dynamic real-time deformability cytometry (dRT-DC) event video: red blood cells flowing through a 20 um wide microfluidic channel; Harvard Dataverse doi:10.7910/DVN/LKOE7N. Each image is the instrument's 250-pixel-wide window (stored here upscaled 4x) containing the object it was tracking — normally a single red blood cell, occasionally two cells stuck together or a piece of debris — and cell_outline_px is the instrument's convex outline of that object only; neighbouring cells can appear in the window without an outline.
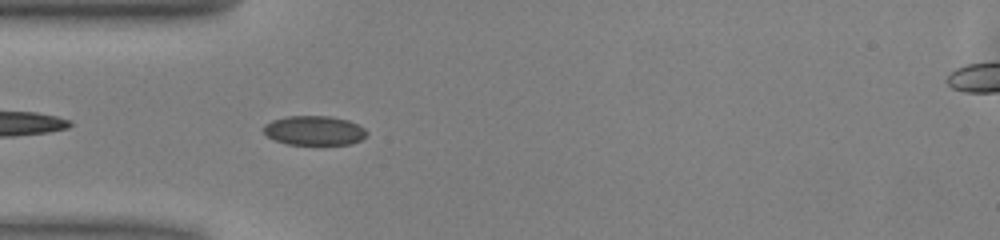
{"species": "common noctule bat (a hibernating species)", "species_latin": "Nyctalus noctula", "temperature_condition": "warm", "stored_images_in_passage": 33, "camera_frame_rate_fps": 3000, "um_per_image_px": 0.085, "animal": {"sex": "male", "body_mass_g": 13.0, "forearm_length_mm": 53.1}, "frame": {"image": 1, "passage_image": 4, "time_ms": 1.0, "image_size_px": [1000, 240], "cell_outline_px": [[368, 132], [360, 140], [352, 144], [288, 144], [276, 140], [268, 136], [264, 132], [264, 124], [272, 120], [288, 116], [332, 116], [348, 120], [364, 128]], "centroid_in_image_um": [26.71, 11.08], "position_along_channel_um": 58.3, "area_um2": 17.51}}
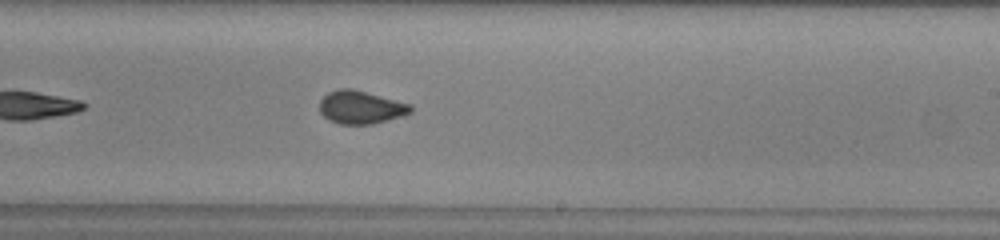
{"frame": {"image": 2, "passage_image": 19, "time_ms": 6.0, "image_size_px": [1000, 240], "cell_outline_px": [[412, 112], [400, 116], [372, 124], [340, 124], [328, 120], [320, 112], [320, 100], [328, 92], [340, 88], [352, 88], [412, 104]], "centroid_in_image_um": [30.65, 9.11], "position_along_channel_um": 258.3, "area_um2": 17.51}}
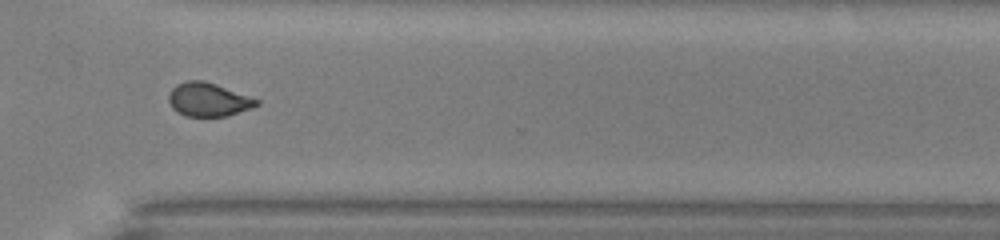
{"frame": {"image": 3, "passage_image": 26, "time_ms": 8.333, "image_size_px": [1000, 240], "cell_outline_px": [[260, 104], [252, 108], [228, 116], [188, 116], [176, 112], [172, 108], [168, 100], [168, 96], [172, 88], [176, 84], [184, 80], [204, 80], [252, 96], [260, 100]], "centroid_in_image_um": [17.73, 8.45], "position_along_channel_um": 352.9, "area_um2": 17.51}, "authors_computed_cell_mechanics": {"area_um2": 17.5134, "velocity_mm_per_s": 4.0359, "shape_relaxation_time_tau1_ms": 4.6989, "shape_relaxation_time_tau2_ms": 1.0087, "deformation_change_tau1": 0.1033, "deformation_change_tau2": 0.0649}}